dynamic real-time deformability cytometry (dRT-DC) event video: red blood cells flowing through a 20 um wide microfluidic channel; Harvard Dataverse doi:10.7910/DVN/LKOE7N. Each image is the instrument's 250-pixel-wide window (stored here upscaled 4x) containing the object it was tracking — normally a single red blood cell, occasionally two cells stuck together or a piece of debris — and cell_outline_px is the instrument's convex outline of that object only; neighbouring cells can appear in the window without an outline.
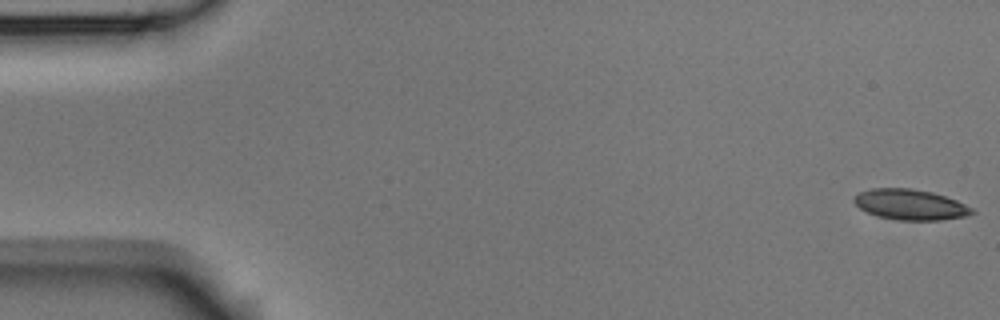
{"species": "Egyptian fruit bat (a non-hibernating species)", "species_latin": "Rousettus aegyptiacus", "temperature_condition": "room temperature", "stored_images_in_passage": 5, "camera_frame_rate_fps": 3000, "um_per_image_px": 0.085, "animal": {"sex": "male"}, "frame": {"image": 1, "passage_image": 1, "time_ms": 0.0, "image_size_px": [1000, 320], "cell_outline_px": [[976, 212], [964, 216], [940, 220], [896, 220], [880, 216], [868, 212], [860, 208], [852, 200], [860, 192], [872, 188], [912, 188], [932, 192], [956, 200], [972, 208]], "centroid_in_image_um": [77.37, 17.38], "position_along_channel_um": 7.6, "area_um2": 20.75}}
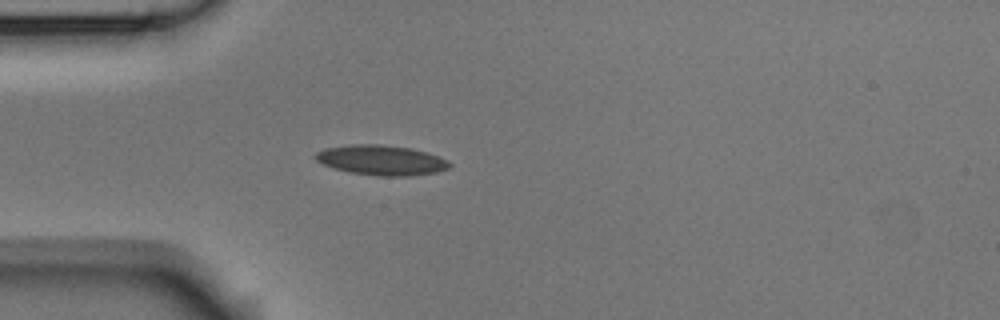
{"frame": {"image": 2, "passage_image": 5, "time_ms": 1.333, "image_size_px": [1000, 320], "cell_outline_px": [[452, 164], [448, 168], [436, 172], [412, 176], [376, 176], [348, 172], [332, 168], [316, 160], [312, 156], [316, 152], [324, 148], [348, 144], [380, 144], [412, 148], [448, 160]], "centroid_in_image_um": [32.36, 13.61], "position_along_channel_um": 52.6, "area_um2": 23.64}}